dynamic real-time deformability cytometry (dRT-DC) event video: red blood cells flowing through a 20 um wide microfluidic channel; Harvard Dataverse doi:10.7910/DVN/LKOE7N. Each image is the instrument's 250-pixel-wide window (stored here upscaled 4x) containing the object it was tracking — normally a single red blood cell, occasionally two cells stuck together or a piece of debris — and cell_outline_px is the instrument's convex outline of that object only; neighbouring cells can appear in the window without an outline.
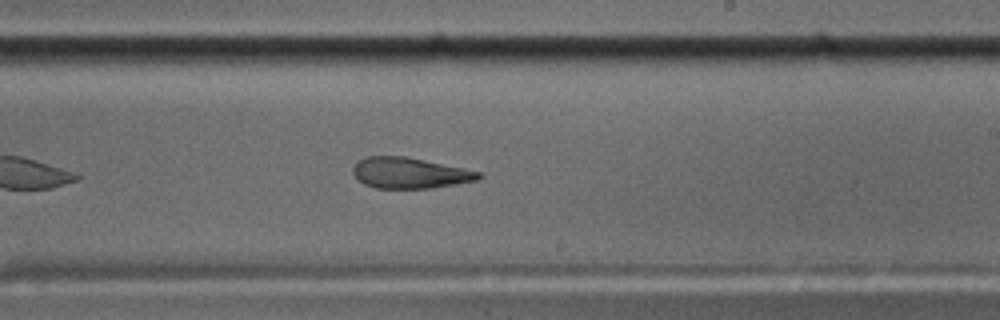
{"species": "common noctule bat (a hibernating species)", "species_latin": "Nyctalus noctula", "temperature_condition": "cold", "stored_images_in_passage": 42, "camera_frame_rate_fps": 3000, "um_per_image_px": 0.085, "animal": {"sex": "male", "body_mass_g": 17.5, "forearm_length_mm": 52.3}, "frame": {"image": 1, "passage_image": 19, "time_ms": 6.0, "image_size_px": [1000, 320], "cell_outline_px": [[484, 176], [476, 180], [432, 188], [376, 188], [364, 184], [352, 172], [352, 168], [356, 160], [368, 156], [404, 156], [484, 172]], "centroid_in_image_um": [34.83, 14.69], "position_along_channel_um": 254.2, "area_um2": 22.6}, "authors_computed_cell_mechanics": {"area_um2": 24.4783, "velocity_mm_per_s": 3.5336, "shape_relaxation_time_tau1_ms": null, "shape_relaxation_time_tau2_ms": 3.0557, "deformation_change_tau1": null, "deformation_change_tau2": 0.1235}}